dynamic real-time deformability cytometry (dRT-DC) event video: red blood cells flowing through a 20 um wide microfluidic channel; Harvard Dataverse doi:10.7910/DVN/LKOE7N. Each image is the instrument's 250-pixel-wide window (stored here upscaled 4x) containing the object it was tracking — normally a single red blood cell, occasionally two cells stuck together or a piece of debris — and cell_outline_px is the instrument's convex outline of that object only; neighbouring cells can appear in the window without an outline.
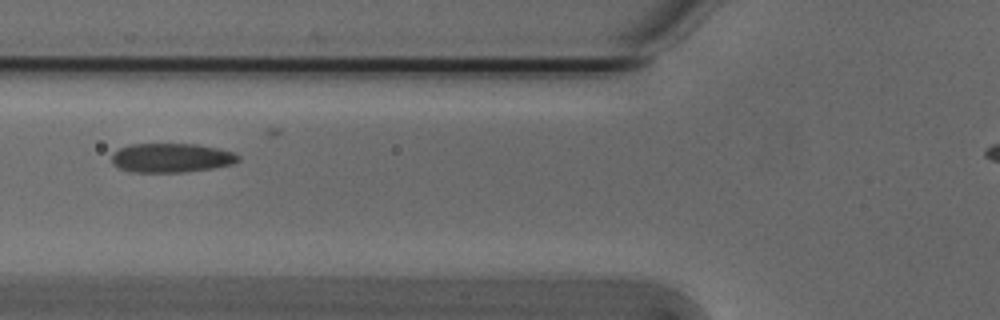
{"species": "Egyptian fruit bat (a non-hibernating species)", "species_latin": "Rousettus aegyptiacus", "temperature_condition": "cold", "stored_images_in_passage": 33, "camera_frame_rate_fps": 3000, "um_per_image_px": 0.085, "animal": {"sex": "male"}, "frame": {"image": 1, "passage_image": 4, "time_ms": 1.0, "image_size_px": [1000, 320], "cell_outline_px": [[240, 160], [232, 164], [212, 168], [184, 172], [128, 172], [112, 164], [112, 152], [120, 148], [132, 144], [196, 144], [236, 152], [240, 156]], "centroid_in_image_um": [14.56, 13.42], "position_along_channel_um": 111.2, "area_um2": 21.62}}
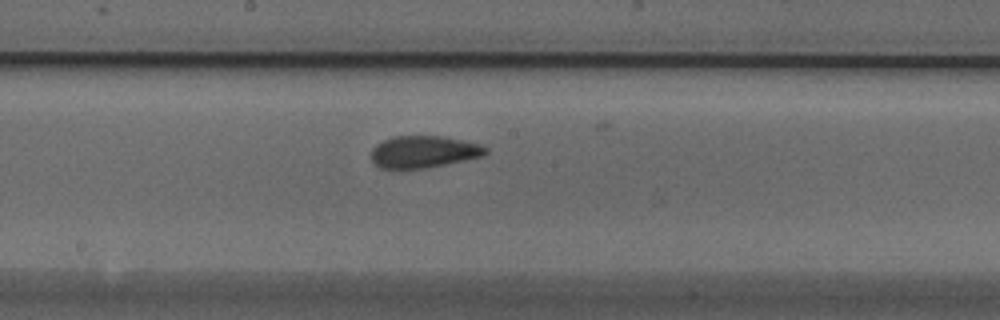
{"frame": {"image": 2, "passage_image": 12, "time_ms": 3.667, "image_size_px": [1000, 320], "cell_outline_px": [[488, 152], [484, 156], [424, 168], [380, 168], [372, 160], [372, 148], [376, 144], [392, 136], [444, 136], [464, 140], [480, 144], [488, 148]], "centroid_in_image_um": [36.04, 12.88], "position_along_channel_um": 212.2, "area_um2": 21.27}}
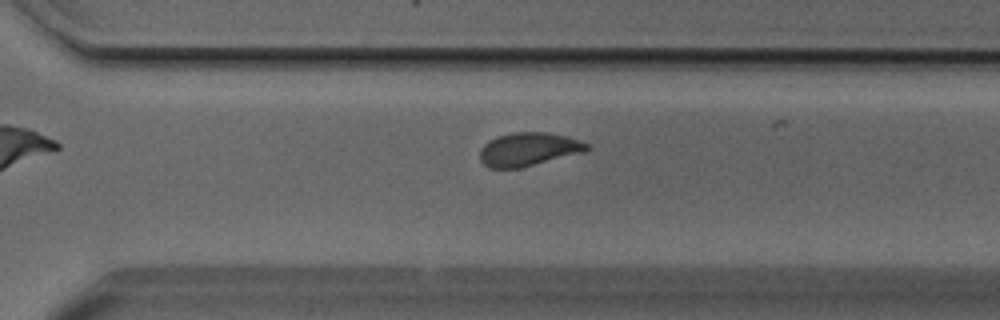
{"frame": {"image": 3, "passage_image": 21, "time_ms": 6.667, "image_size_px": [1000, 320], "cell_outline_px": [[592, 148], [584, 152], [520, 168], [488, 168], [480, 160], [480, 148], [488, 140], [496, 136], [512, 132], [544, 132], [564, 136], [580, 140], [588, 144]], "centroid_in_image_um": [44.9, 12.69], "position_along_channel_um": 325.7, "area_um2": 20.92}}